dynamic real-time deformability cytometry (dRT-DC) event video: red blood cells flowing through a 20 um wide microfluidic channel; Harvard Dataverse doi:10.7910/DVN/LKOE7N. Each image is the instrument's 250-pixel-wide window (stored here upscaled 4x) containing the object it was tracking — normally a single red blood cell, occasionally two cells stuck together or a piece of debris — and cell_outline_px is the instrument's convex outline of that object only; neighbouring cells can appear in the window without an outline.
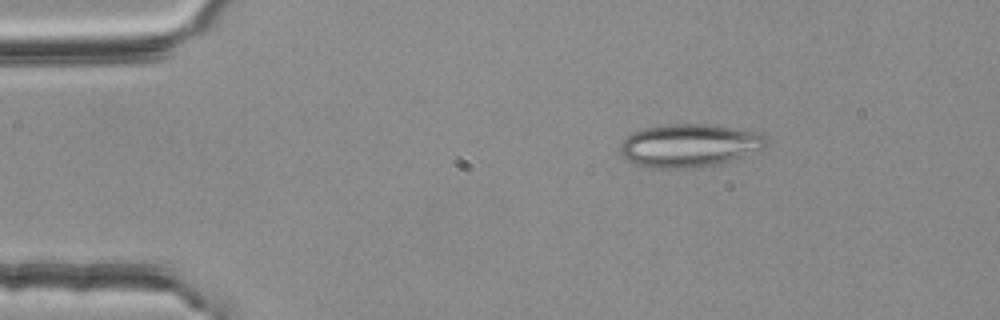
{"species": "common noctule bat (a hibernating species)", "species_latin": "Nyctalus noctula", "temperature_condition": "room temperature", "stored_images_in_passage": 46, "camera_frame_rate_fps": 3000, "um_per_image_px": 0.085, "animal": {"sex": "female", "body_mass_g": 25.1}, "frame": {"image": 1, "passage_image": 1, "time_ms": 0.0, "image_size_px": [1000, 320], "cell_outline_px": [[768, 144], [764, 148], [716, 164], [696, 168], [644, 168], [632, 164], [620, 152], [620, 144], [632, 132], [644, 128], [668, 124], [708, 124], [760, 132], [764, 136]], "centroid_in_image_um": [58.54, 12.37], "position_along_channel_um": 26.5, "area_um2": 36.59}}
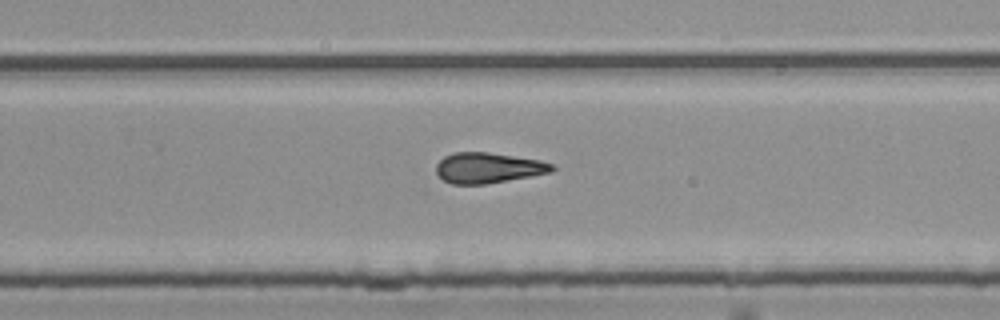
{"frame": {"image": 2, "passage_image": 27, "time_ms": 8.667, "image_size_px": [1000, 320], "cell_outline_px": [[556, 168], [552, 172], [532, 176], [488, 184], [452, 184], [444, 180], [436, 172], [436, 164], [444, 156], [452, 152], [488, 152], [540, 160], [552, 164]], "centroid_in_image_um": [41.5, 14.27], "position_along_channel_um": 288.3, "area_um2": 20.69}}
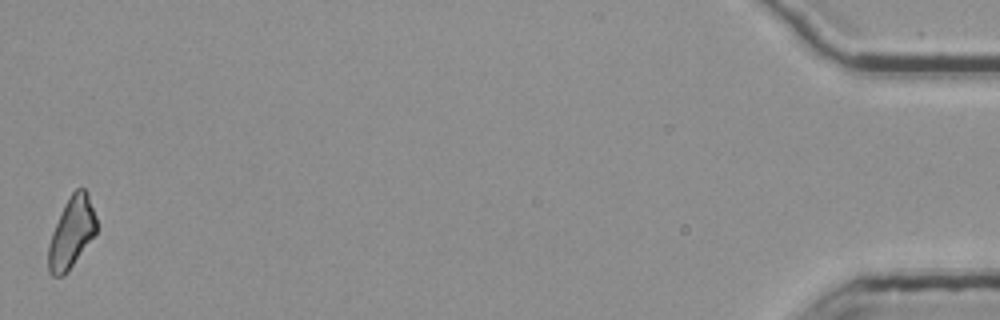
{"frame": {"image": 3, "passage_image": 46, "time_ms": 15.0, "image_size_px": [1000, 320], "cell_outline_px": [[96, 232], [64, 276], [52, 276], [48, 272], [48, 244], [52, 232], [64, 204], [72, 192], [76, 188], [84, 188], [88, 192], [96, 216]], "centroid_in_image_um": [6.06, 19.75], "position_along_channel_um": 429.1, "area_um2": 19.71}, "authors_computed_cell_mechanics": {"area_um2": 20.6057, "velocity_mm_per_s": 3.7837, "shape_relaxation_time_tau1_ms": null, "shape_relaxation_time_tau2_ms": 3.2814, "deformation_change_tau1": null, "deformation_change_tau2": 0.1414}}